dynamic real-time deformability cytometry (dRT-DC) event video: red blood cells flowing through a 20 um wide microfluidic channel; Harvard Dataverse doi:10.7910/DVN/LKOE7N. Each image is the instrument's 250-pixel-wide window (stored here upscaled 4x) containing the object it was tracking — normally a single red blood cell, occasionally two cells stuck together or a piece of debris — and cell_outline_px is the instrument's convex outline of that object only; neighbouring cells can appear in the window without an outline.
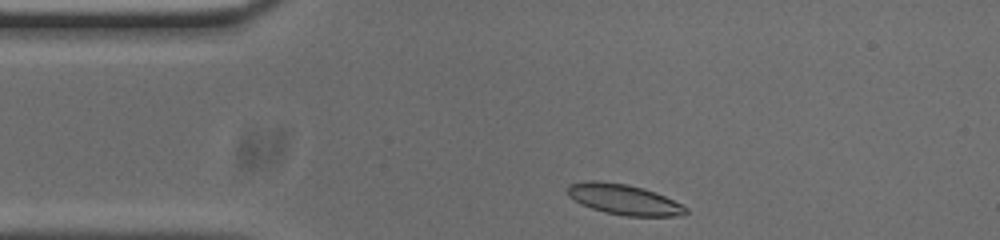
{"species": "common noctule bat (a hibernating species)", "species_latin": "Nyctalus noctula", "temperature_condition": "cold", "stored_images_in_passage": 35, "camera_frame_rate_fps": 3000, "um_per_image_px": 0.085, "animal": {"sex": "male", "body_mass_g": 20.0, "forearm_length_mm": 53.3}, "frame": {"image": 1, "passage_image": 1, "time_ms": 0.0, "image_size_px": [1000, 240], "cell_outline_px": [[688, 212], [680, 216], [624, 216], [604, 212], [580, 204], [568, 196], [568, 184], [588, 180], [596, 180], [628, 184], [656, 192], [688, 208]], "centroid_in_image_um": [53.01, 16.95], "position_along_channel_um": 32.0, "area_um2": 21.04}}
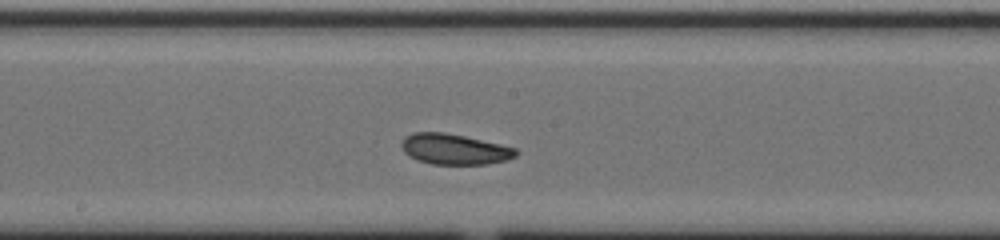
{"frame": {"image": 2, "passage_image": 18, "time_ms": 5.667, "image_size_px": [1000, 240], "cell_outline_px": [[520, 152], [516, 156], [508, 160], [488, 164], [432, 164], [416, 160], [408, 156], [400, 148], [400, 144], [404, 136], [412, 132], [444, 132], [464, 136], [500, 144], [516, 148]], "centroid_in_image_um": [38.6, 12.68], "position_along_channel_um": 209.6, "area_um2": 20.69}}
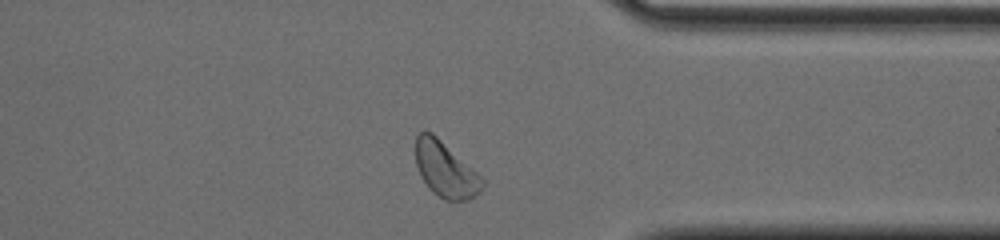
{"frame": {"image": 3, "passage_image": 32, "time_ms": 10.333, "image_size_px": [1000, 240], "cell_outline_px": [[484, 184], [480, 192], [472, 200], [444, 200], [432, 192], [428, 188], [420, 176], [416, 164], [416, 136], [420, 132], [432, 132], [476, 172], [484, 180]], "centroid_in_image_um": [37.86, 14.45], "position_along_channel_um": 373.5, "area_um2": 21.33}, "authors_computed_cell_mechanics": {"area_um2": 20.2878, "velocity_mm_per_s": 3.712, "shape_relaxation_time_tau1_ms": 6.4283, "shape_relaxation_time_tau2_ms": 1.4696, "deformation_change_tau1": 0.1526, "deformation_change_tau2": 0.0678}}